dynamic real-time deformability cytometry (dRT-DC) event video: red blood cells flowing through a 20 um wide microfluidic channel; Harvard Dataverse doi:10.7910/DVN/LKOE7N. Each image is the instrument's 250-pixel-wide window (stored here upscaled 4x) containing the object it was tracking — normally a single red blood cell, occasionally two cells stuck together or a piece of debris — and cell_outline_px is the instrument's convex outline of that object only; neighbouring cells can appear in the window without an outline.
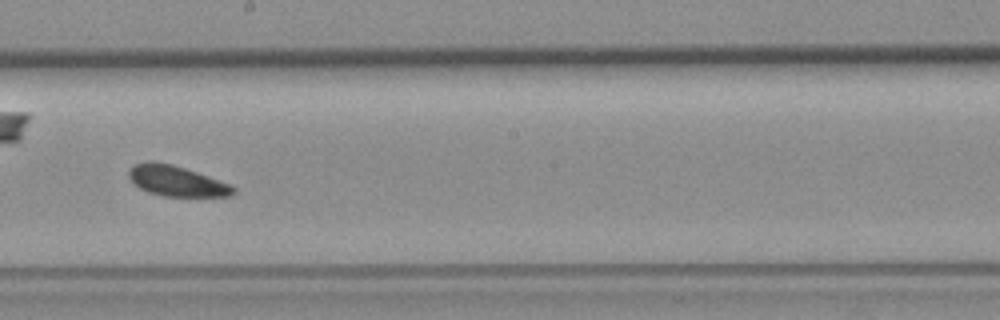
{"species": "common noctule bat (a hibernating species)", "species_latin": "Nyctalus noctula", "temperature_condition": "room temperature", "stored_images_in_passage": 8, "camera_frame_rate_fps": 3000, "um_per_image_px": 0.085, "animal": {"sex": "female", "body_mass_g": 19.3, "forearm_length_mm": 54.1}, "frame": {"image": 1, "passage_image": 7, "time_ms": 7.0, "image_size_px": [1000, 320], "cell_outline_px": [[236, 192], [232, 196], [164, 196], [148, 192], [140, 188], [128, 176], [128, 172], [136, 164], [152, 160], [172, 164], [208, 176], [228, 184], [236, 188]], "centroid_in_image_um": [15.02, 15.38], "position_along_channel_um": 233.2, "area_um2": 18.26}}
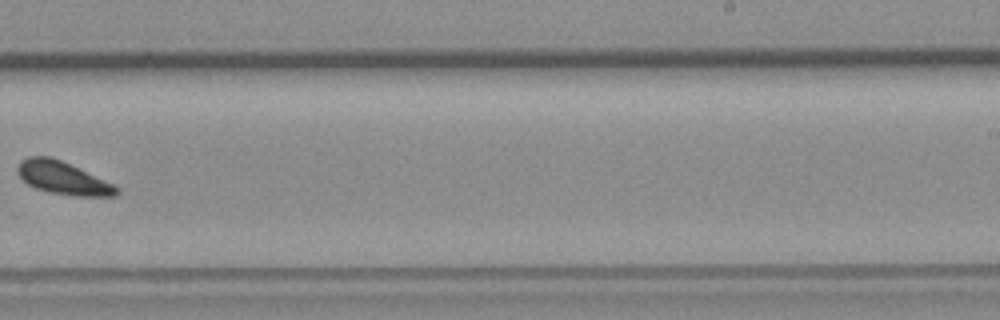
{"frame": {"image": 2, "passage_image": 8, "time_ms": 8.333, "image_size_px": [1000, 320], "cell_outline_px": [[120, 192], [116, 196], [72, 196], [48, 192], [36, 188], [28, 184], [16, 172], [16, 168], [20, 160], [28, 156], [48, 156], [60, 160], [112, 184], [120, 188]], "centroid_in_image_um": [5.31, 15.14], "position_along_channel_um": 283.7, "area_um2": 18.73}}